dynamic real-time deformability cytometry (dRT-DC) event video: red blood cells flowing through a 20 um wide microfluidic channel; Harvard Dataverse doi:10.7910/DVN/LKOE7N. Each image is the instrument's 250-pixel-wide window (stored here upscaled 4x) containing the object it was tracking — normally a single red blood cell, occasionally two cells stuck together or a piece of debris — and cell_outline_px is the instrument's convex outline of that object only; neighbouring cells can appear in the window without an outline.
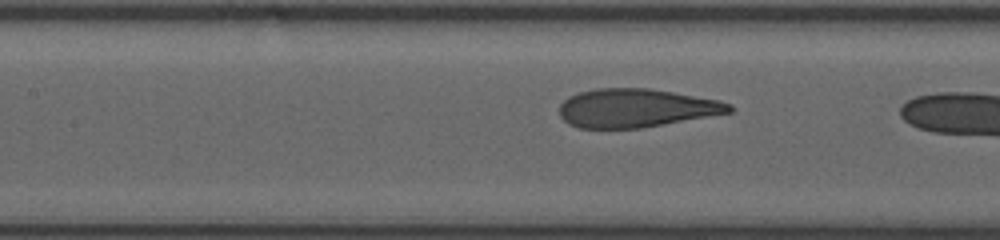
{"species": "human", "species_latin": "Homo sapiens", "temperature_condition": "room temperature", "stored_images_in_passage": 35, "camera_frame_rate_fps": 3000, "um_per_image_px": 0.085, "donor": {"sex": "female"}, "frame": {"image": 1, "passage_image": 18, "time_ms": 5.667, "image_size_px": [1000, 240], "cell_outline_px": [[732, 112], [640, 128], [580, 128], [568, 124], [560, 116], [560, 104], [568, 96], [580, 92], [596, 88], [648, 88], [720, 100], [732, 104]], "centroid_in_image_um": [54.04, 9.18], "position_along_channel_um": 153.4, "area_um2": 37.97}}
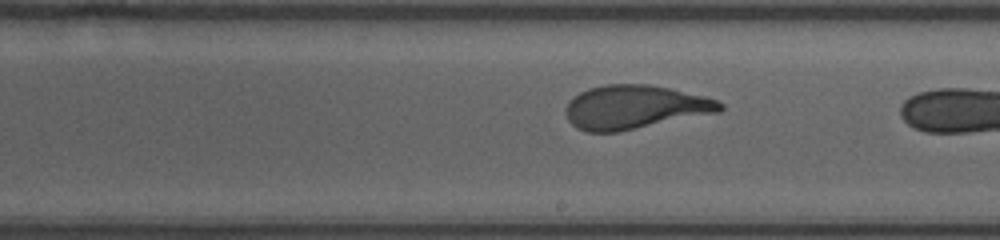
{"frame": {"image": 2, "passage_image": 24, "time_ms": 7.667, "image_size_px": [1000, 240], "cell_outline_px": [[724, 108], [720, 112], [616, 132], [588, 132], [576, 128], [568, 120], [568, 104], [580, 92], [588, 88], [604, 84], [648, 84], [668, 88], [704, 96], [716, 100], [724, 104]], "centroid_in_image_um": [53.98, 9.1], "position_along_channel_um": 235.0, "area_um2": 38.9}}
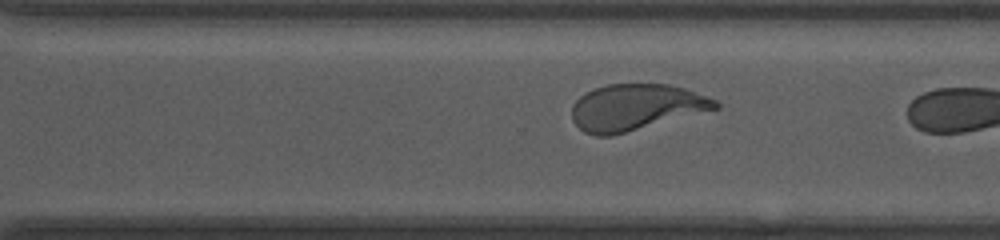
{"frame": {"image": 3, "passage_image": 30, "time_ms": 9.667, "image_size_px": [1000, 240], "cell_outline_px": [[720, 108], [612, 136], [596, 136], [584, 132], [572, 120], [572, 104], [580, 96], [596, 88], [608, 84], [668, 84], [684, 88], [716, 100], [720, 104]], "centroid_in_image_um": [54.04, 9.13], "position_along_channel_um": 316.6, "area_um2": 38.55}}